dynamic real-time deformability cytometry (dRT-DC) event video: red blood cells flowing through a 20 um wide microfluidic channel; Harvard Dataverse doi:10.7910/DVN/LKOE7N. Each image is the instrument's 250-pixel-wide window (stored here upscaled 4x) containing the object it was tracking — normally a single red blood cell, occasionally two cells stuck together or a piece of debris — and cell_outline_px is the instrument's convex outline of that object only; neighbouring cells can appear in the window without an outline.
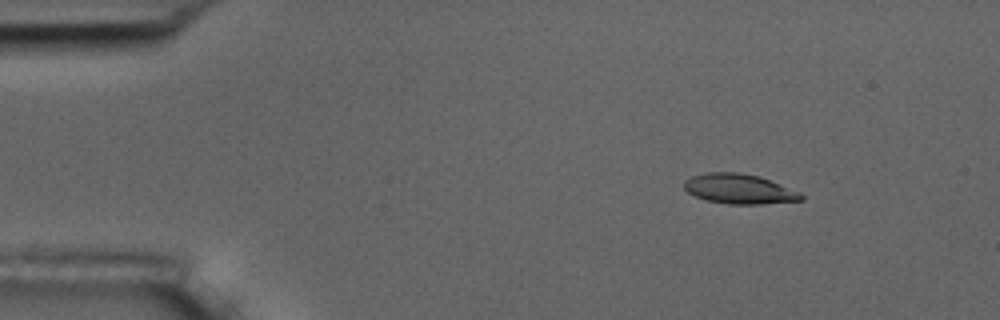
{"species": "common noctule bat (a hibernating species)", "species_latin": "Nyctalus noctula", "temperature_condition": "room temperature", "stored_images_in_passage": 48, "camera_frame_rate_fps": 3000, "um_per_image_px": 0.085, "animal": {"sex": "male", "body_mass_g": 17.5, "forearm_length_mm": 52.3}, "frame": {"image": 1, "passage_image": 1, "time_ms": 0.0, "image_size_px": [1000, 320], "cell_outline_px": [[804, 200], [760, 204], [728, 204], [708, 200], [696, 196], [688, 192], [684, 188], [684, 180], [692, 176], [708, 172], [740, 172], [756, 176], [768, 180], [800, 192], [804, 196]], "centroid_in_image_um": [62.82, 16.06], "position_along_channel_um": 22.2, "area_um2": 20.11}}
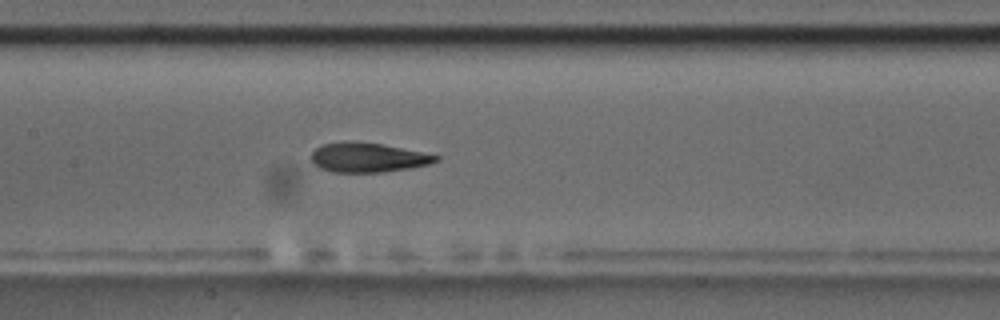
{"frame": {"image": 2, "passage_image": 20, "time_ms": 6.333, "image_size_px": [1000, 320], "cell_outline_px": [[440, 160], [428, 164], [408, 168], [384, 172], [332, 172], [320, 168], [312, 164], [312, 152], [316, 148], [324, 144], [348, 140], [352, 140], [380, 144], [440, 156]], "centroid_in_image_um": [31.22, 13.38], "position_along_channel_um": 176.2, "area_um2": 21.27}}
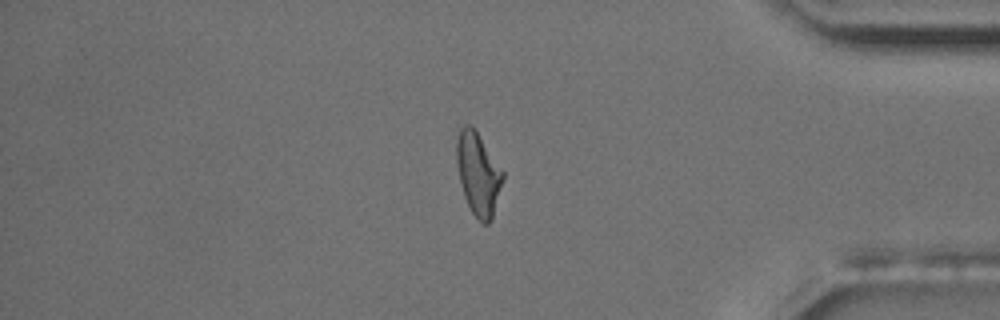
{"frame": {"image": 3, "passage_image": 40, "time_ms": 13.0, "image_size_px": [1000, 320], "cell_outline_px": [[504, 176], [492, 220], [488, 224], [484, 224], [472, 212], [464, 196], [456, 164], [456, 140], [460, 128], [464, 124], [472, 124], [504, 172]], "centroid_in_image_um": [40.64, 14.74], "position_along_channel_um": 394.6, "area_um2": 22.25}, "authors_computed_cell_mechanics": {"area_um2": 21.7906, "velocity_mm_per_s": 3.6909, "shape_relaxation_time_tau1_ms": 4.2091, "shape_relaxation_time_tau2_ms": 2.5052, "deformation_change_tau1": 0.1809, "deformation_change_tau2": 0.1086}}